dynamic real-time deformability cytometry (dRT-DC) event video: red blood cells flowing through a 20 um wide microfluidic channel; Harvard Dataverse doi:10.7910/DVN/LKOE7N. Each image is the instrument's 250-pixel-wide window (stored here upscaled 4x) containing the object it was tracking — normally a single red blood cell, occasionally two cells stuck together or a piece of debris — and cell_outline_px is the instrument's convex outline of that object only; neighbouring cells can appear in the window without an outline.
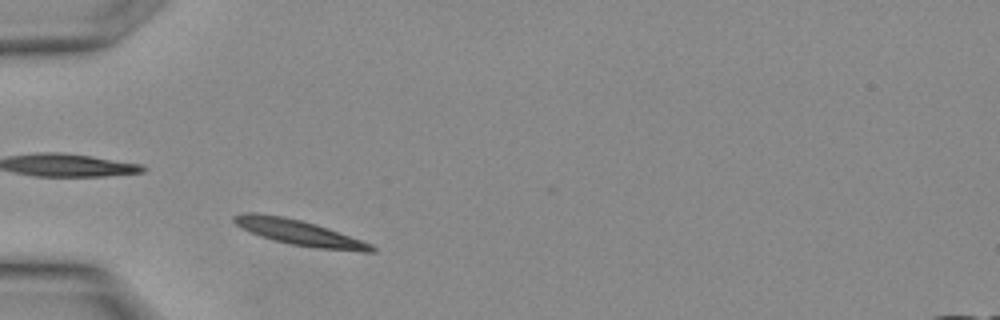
{"species": "Egyptian fruit bat (a non-hibernating species)", "species_latin": "Rousettus aegyptiacus", "temperature_condition": "warm", "stored_images_in_passage": 13, "camera_frame_rate_fps": 3000, "um_per_image_px": 0.085, "animal": {"sex": "female"}, "frame": {"image": 1, "passage_image": 3, "time_ms": 0.667, "image_size_px": [1000, 320], "cell_outline_px": [[376, 252], [360, 252], [320, 248], [292, 244], [260, 236], [248, 232], [240, 228], [232, 220], [232, 216], [244, 212], [256, 212], [284, 216], [316, 224], [328, 228], [372, 244], [376, 248]], "centroid_in_image_um": [25.4, 19.76], "position_along_channel_um": 59.6, "area_um2": 20.35}}
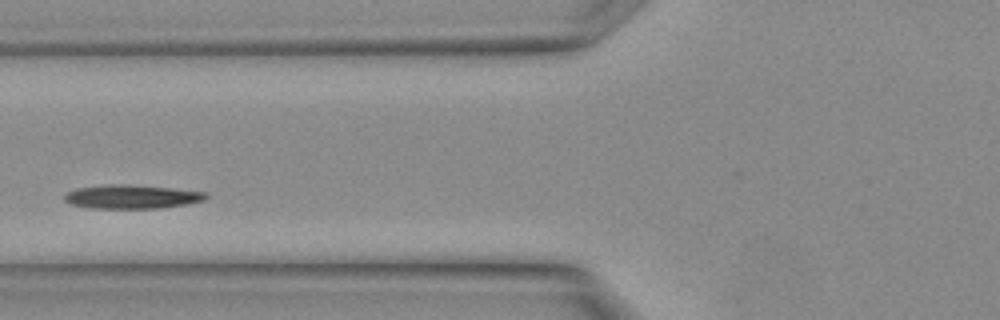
{"frame": {"image": 2, "passage_image": 6, "time_ms": 1.667, "image_size_px": [1000, 320], "cell_outline_px": [[208, 196], [204, 200], [188, 204], [160, 208], [88, 208], [72, 204], [64, 200], [64, 192], [76, 188], [112, 184], [128, 184], [208, 192]], "centroid_in_image_um": [11.18, 16.72], "position_along_channel_um": 114.6, "area_um2": 19.65}}
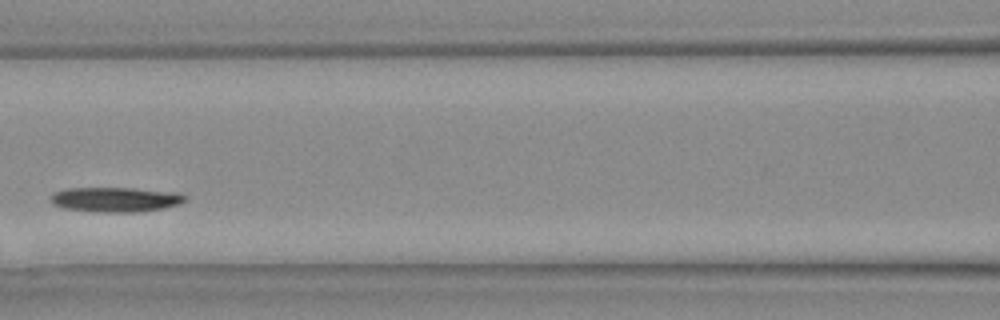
{"frame": {"image": 3, "passage_image": 8, "time_ms": 2.333, "image_size_px": [1000, 320], "cell_outline_px": [[188, 196], [180, 204], [164, 208], [140, 212], [92, 212], [64, 208], [52, 204], [48, 200], [48, 196], [52, 192], [68, 188], [132, 188], [180, 192]], "centroid_in_image_um": [9.79, 16.96], "position_along_channel_um": 156.8, "area_um2": 19.88}}